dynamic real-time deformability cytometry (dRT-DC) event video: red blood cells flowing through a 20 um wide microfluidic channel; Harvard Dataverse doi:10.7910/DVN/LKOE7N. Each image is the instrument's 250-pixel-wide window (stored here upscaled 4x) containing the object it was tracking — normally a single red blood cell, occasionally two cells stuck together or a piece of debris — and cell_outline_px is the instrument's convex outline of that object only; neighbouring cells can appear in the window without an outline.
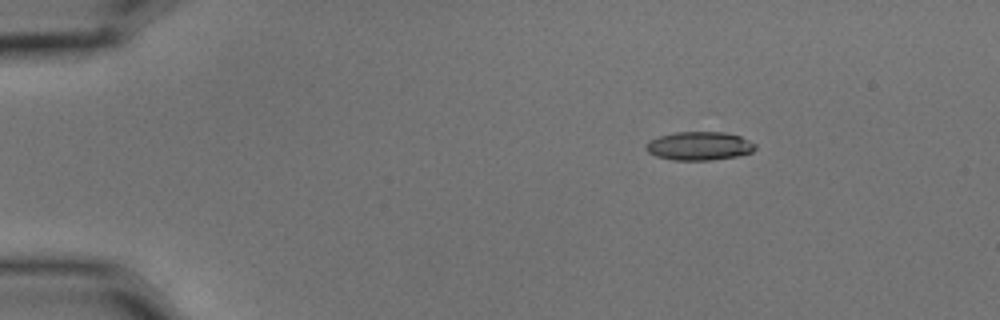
{"species": "common noctule bat (a hibernating species)", "species_latin": "Nyctalus noctula", "temperature_condition": "cold", "stored_images_in_passage": 4, "camera_frame_rate_fps": 3000, "um_per_image_px": 0.085, "animal": {"sex": "male", "body_mass_g": 15.6}, "frame": {"image": 1, "passage_image": 2, "time_ms": 0.333, "image_size_px": [1000, 320], "cell_outline_px": [[756, 148], [752, 152], [736, 156], [712, 160], [672, 160], [656, 156], [648, 152], [644, 148], [644, 144], [648, 140], [660, 136], [676, 132], [724, 132], [740, 136], [756, 144]], "centroid_in_image_um": [59.4, 12.41], "position_along_channel_um": 25.6, "area_um2": 18.26}}